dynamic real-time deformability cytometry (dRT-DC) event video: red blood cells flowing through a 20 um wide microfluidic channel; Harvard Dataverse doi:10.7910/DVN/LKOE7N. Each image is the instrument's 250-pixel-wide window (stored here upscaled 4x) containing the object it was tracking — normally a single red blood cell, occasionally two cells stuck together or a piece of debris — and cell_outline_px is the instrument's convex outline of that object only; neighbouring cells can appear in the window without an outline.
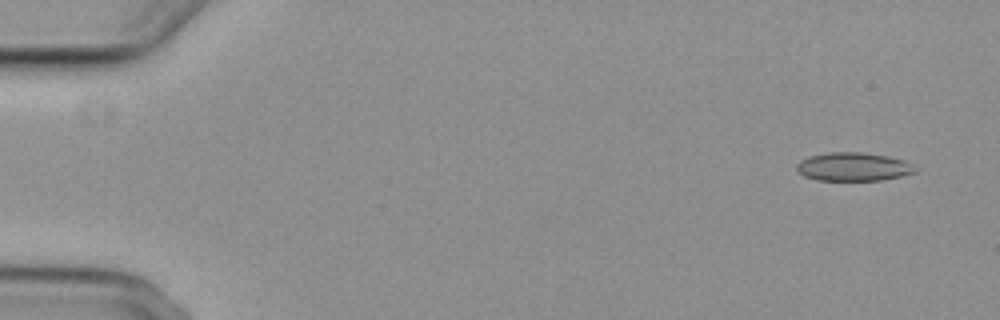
{"species": "common noctule bat (a hibernating species)", "species_latin": "Nyctalus noctula", "temperature_condition": "cold", "stored_images_in_passage": 4, "camera_frame_rate_fps": 3000, "um_per_image_px": 0.085, "animal": {"sex": "female", "body_mass_g": 29.2, "forearm_length_mm": 56.3}, "frame": {"image": 1, "passage_image": 1, "time_ms": 0.0, "image_size_px": [1000, 320], "cell_outline_px": [[916, 172], [900, 176], [880, 180], [816, 180], [804, 176], [796, 172], [796, 164], [800, 160], [808, 156], [828, 152], [860, 152], [888, 156], [904, 160], [912, 164]], "centroid_in_image_um": [72.47, 14.17], "position_along_channel_um": 12.5, "area_um2": 19.71}}
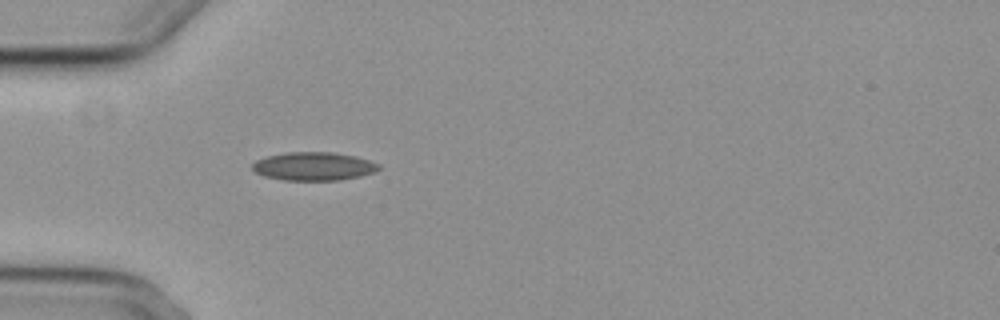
{"frame": {"image": 2, "passage_image": 4, "time_ms": 4.667, "image_size_px": [1000, 320], "cell_outline_px": [[380, 168], [372, 172], [360, 176], [336, 180], [284, 180], [264, 176], [256, 172], [252, 168], [252, 164], [256, 160], [268, 156], [284, 152], [332, 152], [356, 156], [380, 164]], "centroid_in_image_um": [26.64, 14.13], "position_along_channel_um": 58.4, "area_um2": 20.75}}